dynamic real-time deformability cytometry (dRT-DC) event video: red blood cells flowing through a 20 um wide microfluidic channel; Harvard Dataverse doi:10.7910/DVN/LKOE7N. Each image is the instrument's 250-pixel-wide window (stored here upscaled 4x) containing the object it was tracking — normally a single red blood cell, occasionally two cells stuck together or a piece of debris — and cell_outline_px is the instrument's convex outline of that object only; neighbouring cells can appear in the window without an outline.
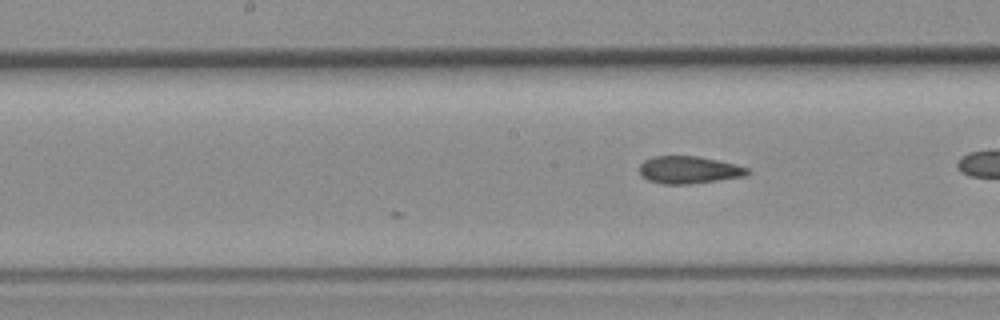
{"species": "common noctule bat (a hibernating species)", "species_latin": "Nyctalus noctula", "temperature_condition": "room temperature", "stored_images_in_passage": 19, "camera_frame_rate_fps": 3000, "um_per_image_px": 0.085, "animal": {"sex": "female", "body_mass_g": 19.3, "forearm_length_mm": 54.1}, "frame": {"image": 1, "passage_image": 19, "time_ms": 6.0, "image_size_px": [1000, 320], "cell_outline_px": [[752, 172], [744, 176], [692, 184], [660, 184], [648, 180], [640, 172], [640, 164], [644, 160], [652, 156], [696, 156], [736, 164], [748, 168]], "centroid_in_image_um": [58.56, 14.44], "position_along_channel_um": 189.6, "area_um2": 17.22}}